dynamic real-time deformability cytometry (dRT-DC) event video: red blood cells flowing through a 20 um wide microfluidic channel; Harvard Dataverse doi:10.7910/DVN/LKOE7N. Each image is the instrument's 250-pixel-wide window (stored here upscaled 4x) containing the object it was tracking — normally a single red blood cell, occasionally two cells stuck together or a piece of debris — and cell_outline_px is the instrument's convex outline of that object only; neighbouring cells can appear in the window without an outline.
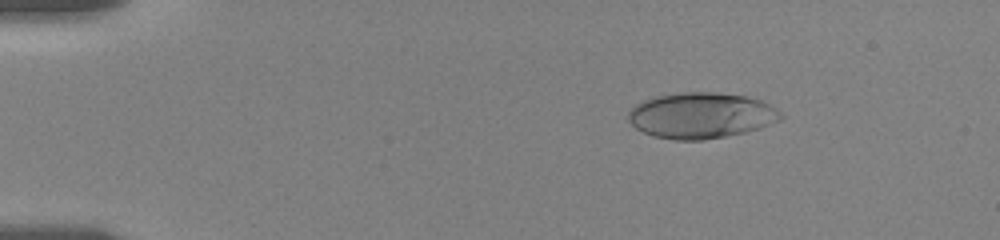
{"species": "human", "species_latin": "Homo sapiens", "temperature_condition": "room temperature", "stored_images_in_passage": 16, "camera_frame_rate_fps": 3000, "um_per_image_px": 0.085, "donor": {"sex": "female"}, "frame": {"image": 1, "passage_image": 6, "time_ms": 2.333, "image_size_px": [1000, 240], "cell_outline_px": [[784, 116], [780, 120], [760, 128], [744, 132], [724, 136], [700, 140], [676, 140], [652, 136], [636, 128], [628, 120], [628, 112], [636, 104], [652, 96], [680, 92], [716, 92], [744, 96], [760, 100], [768, 104], [780, 112]], "centroid_in_image_um": [59.56, 9.8], "position_along_channel_um": 25.4, "area_um2": 40.63}}
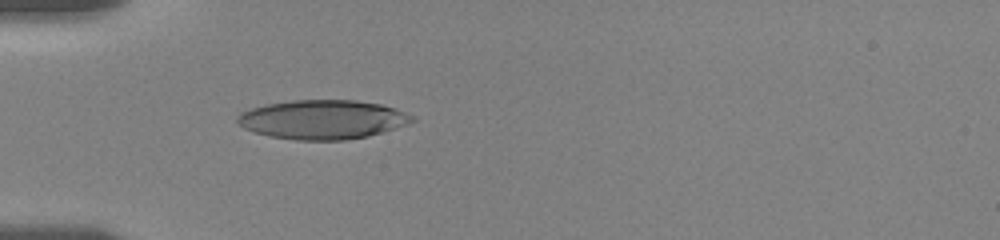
{"frame": {"image": 2, "passage_image": 13, "time_ms": 5.333, "image_size_px": [1000, 240], "cell_outline_px": [[416, 120], [368, 136], [344, 140], [296, 140], [272, 136], [256, 132], [244, 128], [236, 120], [236, 116], [240, 112], [252, 108], [268, 104], [292, 100], [356, 100], [380, 104], [404, 112], [412, 116]], "centroid_in_image_um": [27.37, 10.15], "position_along_channel_um": 57.6, "area_um2": 39.3}}
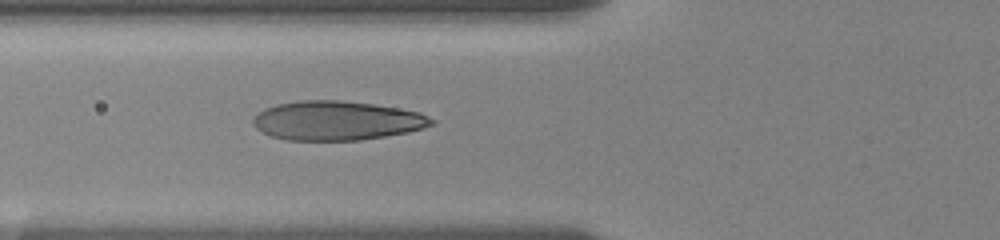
{"frame": {"image": 3, "passage_image": 16, "time_ms": 6.667, "image_size_px": [1000, 240], "cell_outline_px": [[436, 124], [424, 128], [408, 132], [360, 140], [288, 140], [272, 136], [256, 128], [252, 124], [252, 120], [264, 108], [276, 104], [300, 100], [340, 100], [372, 104], [420, 112], [436, 120]], "centroid_in_image_um": [28.65, 10.25], "position_along_channel_um": 97.2, "area_um2": 40.69}}